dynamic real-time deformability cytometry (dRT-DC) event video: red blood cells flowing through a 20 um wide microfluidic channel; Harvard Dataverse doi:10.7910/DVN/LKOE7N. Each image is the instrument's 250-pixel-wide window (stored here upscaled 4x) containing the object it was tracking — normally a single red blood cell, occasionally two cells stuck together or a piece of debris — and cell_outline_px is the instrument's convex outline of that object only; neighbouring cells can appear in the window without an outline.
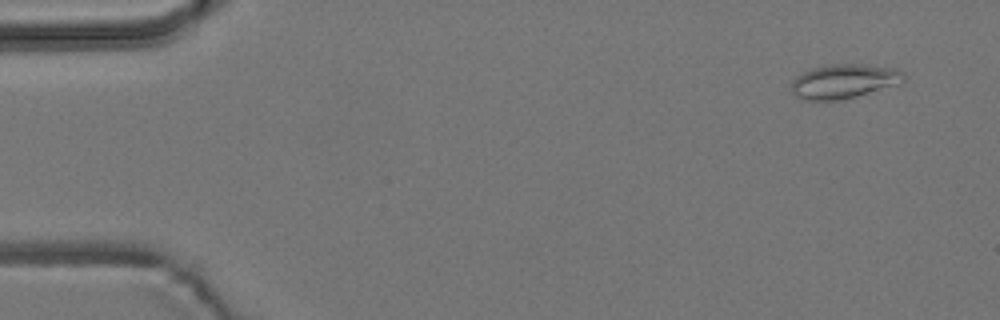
{"species": "common noctule bat (a hibernating species)", "species_latin": "Nyctalus noctula", "temperature_condition": "room temperature", "stored_images_in_passage": 52, "camera_frame_rate_fps": 3000, "um_per_image_px": 0.085, "animal": {"sex": "male", "body_mass_g": 19.2, "forearm_length_mm": 51.8}, "frame": {"image": 1, "passage_image": 1, "time_ms": 0.0, "image_size_px": [1000, 320], "cell_outline_px": [[908, 76], [900, 84], [856, 96], [840, 100], [804, 100], [796, 96], [792, 92], [792, 80], [796, 76], [812, 68], [828, 64], [860, 64], [896, 68], [904, 72]], "centroid_in_image_um": [71.77, 6.9], "position_along_channel_um": 13.2, "area_um2": 22.6}}
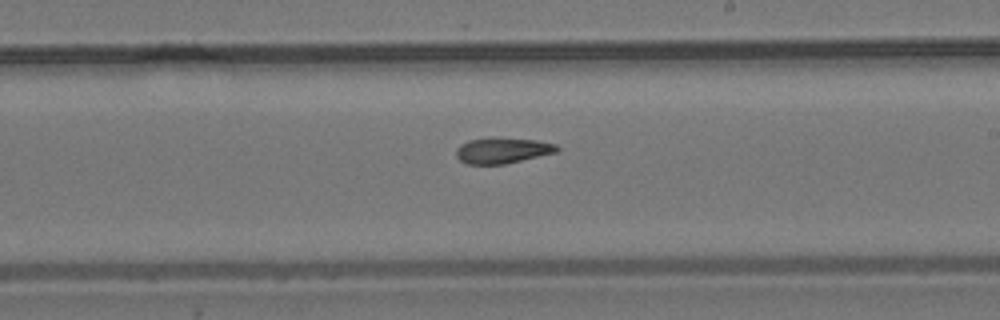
{"frame": {"image": 2, "passage_image": 29, "time_ms": 9.333, "image_size_px": [1000, 320], "cell_outline_px": [[560, 148], [556, 152], [504, 164], [464, 164], [456, 156], [456, 148], [460, 144], [468, 140], [536, 140], [556, 144]], "centroid_in_image_um": [42.68, 12.83], "position_along_channel_um": 246.3, "area_um2": 14.39}}
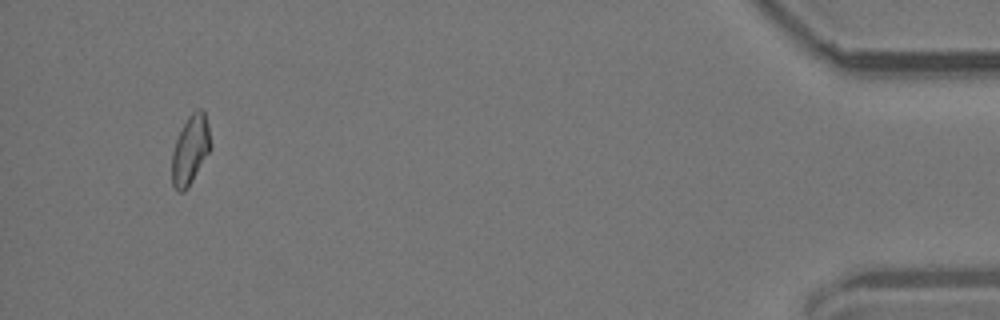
{"frame": {"image": 3, "passage_image": 49, "time_ms": 16.0, "image_size_px": [1000, 320], "cell_outline_px": [[212, 148], [188, 188], [184, 192], [176, 192], [172, 184], [172, 152], [176, 140], [188, 116], [196, 108], [204, 108], [208, 124], [212, 144]], "centroid_in_image_um": [16.2, 12.73], "position_along_channel_um": 419.0, "area_um2": 15.9}, "authors_computed_cell_mechanics": {"area_um2": 15.8083, "velocity_mm_per_s": 3.7779, "shape_relaxation_time_tau1_ms": null, "shape_relaxation_time_tau2_ms": 6.3829, "deformation_change_tau1": null, "deformation_change_tau2": 0.1198}}